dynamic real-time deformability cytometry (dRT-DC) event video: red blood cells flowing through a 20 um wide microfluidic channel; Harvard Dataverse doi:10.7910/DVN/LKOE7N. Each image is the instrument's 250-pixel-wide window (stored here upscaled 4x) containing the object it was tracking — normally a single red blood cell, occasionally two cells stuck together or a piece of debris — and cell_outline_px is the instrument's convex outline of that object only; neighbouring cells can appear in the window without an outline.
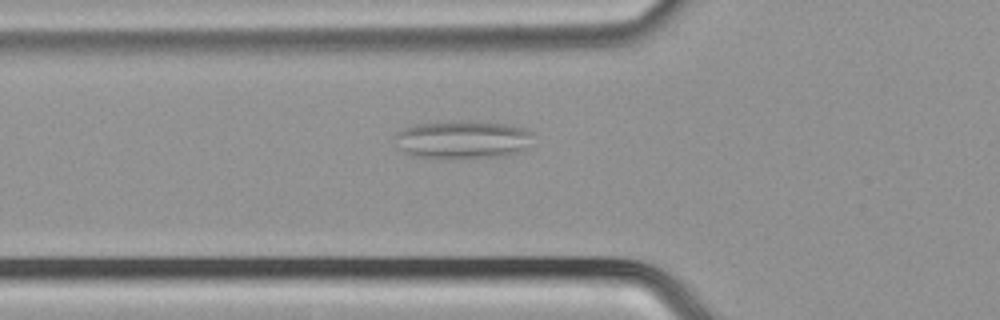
{"species": "common noctule bat (a hibernating species)", "species_latin": "Nyctalus noctula", "temperature_condition": "cold", "stored_images_in_passage": 46, "camera_frame_rate_fps": 3000, "um_per_image_px": 0.085, "animal": {"sex": "male", "body_mass_g": 21.5, "forearm_length_mm": 52.0}, "frame": {"image": 1, "passage_image": 12, "time_ms": 3.667, "image_size_px": [1000, 320], "cell_outline_px": [[532, 132], [524, 152], [504, 156], [412, 156], [396, 148], [396, 132], [412, 124], [460, 120], [476, 120], [508, 124], [528, 128]], "centroid_in_image_um": [39.33, 11.81], "position_along_channel_um": 86.5, "area_um2": 30.58}}
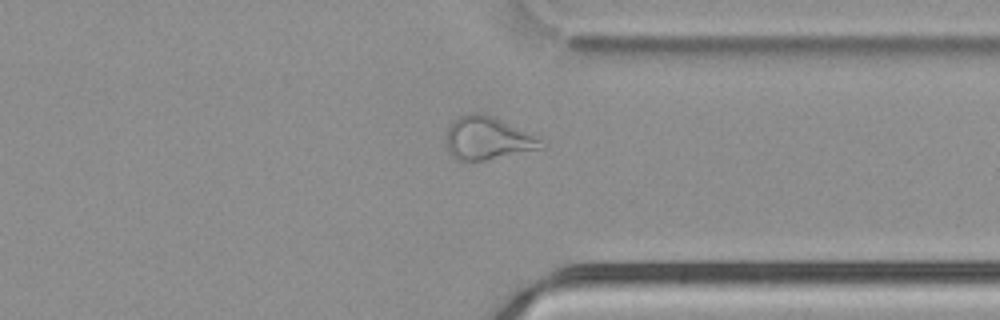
{"frame": {"image": 2, "passage_image": 33, "time_ms": 10.667, "image_size_px": [1000, 320], "cell_outline_px": [[544, 148], [484, 160], [456, 160], [448, 152], [444, 144], [448, 128], [452, 120], [460, 116], [472, 112], [480, 112], [492, 116], [540, 140]], "centroid_in_image_um": [41.32, 11.76], "position_along_channel_um": 370.1, "area_um2": 23.29}}
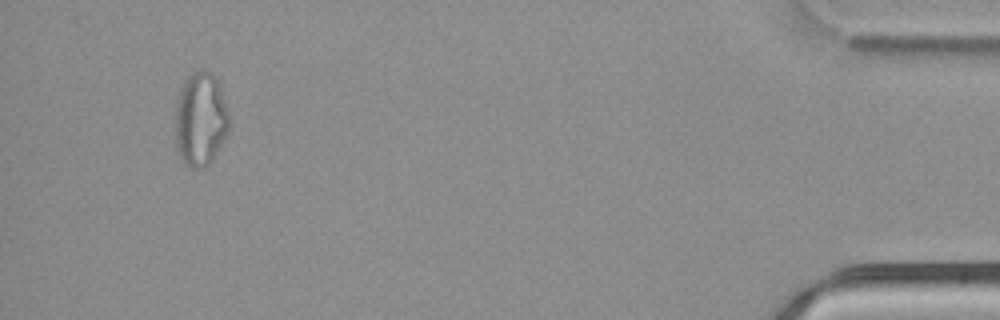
{"frame": {"image": 3, "passage_image": 42, "time_ms": 13.667, "image_size_px": [1000, 320], "cell_outline_px": [[232, 128], [208, 164], [204, 168], [192, 168], [184, 164], [176, 148], [176, 104], [184, 80], [192, 72], [200, 68], [208, 68], [216, 76], [232, 120]], "centroid_in_image_um": [17.09, 10.1], "position_along_channel_um": 418.1, "area_um2": 30.11}}